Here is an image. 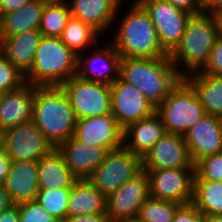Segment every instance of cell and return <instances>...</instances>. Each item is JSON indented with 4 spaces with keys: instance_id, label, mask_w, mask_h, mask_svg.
Listing matches in <instances>:
<instances>
[{
    "instance_id": "1",
    "label": "cell",
    "mask_w": 222,
    "mask_h": 222,
    "mask_svg": "<svg viewBox=\"0 0 222 222\" xmlns=\"http://www.w3.org/2000/svg\"><path fill=\"white\" fill-rule=\"evenodd\" d=\"M129 9L122 14L120 4L113 24L116 28L112 42L122 58H159L168 53L161 46L156 29L144 7L137 1L130 2ZM119 15V16H118ZM119 18V19H118ZM121 19V20H120ZM120 20V22H119Z\"/></svg>"
},
{
    "instance_id": "2",
    "label": "cell",
    "mask_w": 222,
    "mask_h": 222,
    "mask_svg": "<svg viewBox=\"0 0 222 222\" xmlns=\"http://www.w3.org/2000/svg\"><path fill=\"white\" fill-rule=\"evenodd\" d=\"M217 38V24L211 14L200 13L190 17L182 38L168 54L182 78L205 68Z\"/></svg>"
},
{
    "instance_id": "3",
    "label": "cell",
    "mask_w": 222,
    "mask_h": 222,
    "mask_svg": "<svg viewBox=\"0 0 222 222\" xmlns=\"http://www.w3.org/2000/svg\"><path fill=\"white\" fill-rule=\"evenodd\" d=\"M32 122L54 148L73 136L77 119L60 86H34Z\"/></svg>"
},
{
    "instance_id": "4",
    "label": "cell",
    "mask_w": 222,
    "mask_h": 222,
    "mask_svg": "<svg viewBox=\"0 0 222 222\" xmlns=\"http://www.w3.org/2000/svg\"><path fill=\"white\" fill-rule=\"evenodd\" d=\"M119 78L139 89L157 108L182 77L166 56L121 58Z\"/></svg>"
},
{
    "instance_id": "5",
    "label": "cell",
    "mask_w": 222,
    "mask_h": 222,
    "mask_svg": "<svg viewBox=\"0 0 222 222\" xmlns=\"http://www.w3.org/2000/svg\"><path fill=\"white\" fill-rule=\"evenodd\" d=\"M78 56L60 37L42 36L33 66L24 76L25 83L35 87L60 86L77 75Z\"/></svg>"
},
{
    "instance_id": "6",
    "label": "cell",
    "mask_w": 222,
    "mask_h": 222,
    "mask_svg": "<svg viewBox=\"0 0 222 222\" xmlns=\"http://www.w3.org/2000/svg\"><path fill=\"white\" fill-rule=\"evenodd\" d=\"M167 133L184 135L205 114L192 87L181 78L156 108Z\"/></svg>"
},
{
    "instance_id": "7",
    "label": "cell",
    "mask_w": 222,
    "mask_h": 222,
    "mask_svg": "<svg viewBox=\"0 0 222 222\" xmlns=\"http://www.w3.org/2000/svg\"><path fill=\"white\" fill-rule=\"evenodd\" d=\"M141 170V158L122 146L108 151L87 180L107 197Z\"/></svg>"
},
{
    "instance_id": "8",
    "label": "cell",
    "mask_w": 222,
    "mask_h": 222,
    "mask_svg": "<svg viewBox=\"0 0 222 222\" xmlns=\"http://www.w3.org/2000/svg\"><path fill=\"white\" fill-rule=\"evenodd\" d=\"M60 87L68 97L76 119L111 113L110 85L92 82L74 75Z\"/></svg>"
},
{
    "instance_id": "9",
    "label": "cell",
    "mask_w": 222,
    "mask_h": 222,
    "mask_svg": "<svg viewBox=\"0 0 222 222\" xmlns=\"http://www.w3.org/2000/svg\"><path fill=\"white\" fill-rule=\"evenodd\" d=\"M0 145L12 161L38 162L54 149L32 121L3 130Z\"/></svg>"
},
{
    "instance_id": "10",
    "label": "cell",
    "mask_w": 222,
    "mask_h": 222,
    "mask_svg": "<svg viewBox=\"0 0 222 222\" xmlns=\"http://www.w3.org/2000/svg\"><path fill=\"white\" fill-rule=\"evenodd\" d=\"M149 178V196L180 205L191 203L195 168L143 169Z\"/></svg>"
},
{
    "instance_id": "11",
    "label": "cell",
    "mask_w": 222,
    "mask_h": 222,
    "mask_svg": "<svg viewBox=\"0 0 222 222\" xmlns=\"http://www.w3.org/2000/svg\"><path fill=\"white\" fill-rule=\"evenodd\" d=\"M149 178L145 170L124 183L106 197L108 222L137 218L140 207L149 198Z\"/></svg>"
},
{
    "instance_id": "12",
    "label": "cell",
    "mask_w": 222,
    "mask_h": 222,
    "mask_svg": "<svg viewBox=\"0 0 222 222\" xmlns=\"http://www.w3.org/2000/svg\"><path fill=\"white\" fill-rule=\"evenodd\" d=\"M149 14L159 42L169 54L179 43L192 16L164 0H137Z\"/></svg>"
},
{
    "instance_id": "13",
    "label": "cell",
    "mask_w": 222,
    "mask_h": 222,
    "mask_svg": "<svg viewBox=\"0 0 222 222\" xmlns=\"http://www.w3.org/2000/svg\"><path fill=\"white\" fill-rule=\"evenodd\" d=\"M111 114L118 125L125 129L128 125L150 117L156 112L154 105L133 85L117 78L111 85Z\"/></svg>"
},
{
    "instance_id": "14",
    "label": "cell",
    "mask_w": 222,
    "mask_h": 222,
    "mask_svg": "<svg viewBox=\"0 0 222 222\" xmlns=\"http://www.w3.org/2000/svg\"><path fill=\"white\" fill-rule=\"evenodd\" d=\"M99 44L91 48L94 51L89 49L85 55H78L77 75L85 80L111 85L119 78L122 57L111 42L101 47Z\"/></svg>"
},
{
    "instance_id": "15",
    "label": "cell",
    "mask_w": 222,
    "mask_h": 222,
    "mask_svg": "<svg viewBox=\"0 0 222 222\" xmlns=\"http://www.w3.org/2000/svg\"><path fill=\"white\" fill-rule=\"evenodd\" d=\"M73 137L85 144L103 147L107 152L123 146V129L111 113L77 119Z\"/></svg>"
},
{
    "instance_id": "16",
    "label": "cell",
    "mask_w": 222,
    "mask_h": 222,
    "mask_svg": "<svg viewBox=\"0 0 222 222\" xmlns=\"http://www.w3.org/2000/svg\"><path fill=\"white\" fill-rule=\"evenodd\" d=\"M142 169L195 168L183 135L166 133L141 159Z\"/></svg>"
},
{
    "instance_id": "17",
    "label": "cell",
    "mask_w": 222,
    "mask_h": 222,
    "mask_svg": "<svg viewBox=\"0 0 222 222\" xmlns=\"http://www.w3.org/2000/svg\"><path fill=\"white\" fill-rule=\"evenodd\" d=\"M195 164L205 156L222 152V118L205 114L184 135Z\"/></svg>"
},
{
    "instance_id": "18",
    "label": "cell",
    "mask_w": 222,
    "mask_h": 222,
    "mask_svg": "<svg viewBox=\"0 0 222 222\" xmlns=\"http://www.w3.org/2000/svg\"><path fill=\"white\" fill-rule=\"evenodd\" d=\"M56 149L78 180L88 179L107 153L103 147L85 144L73 136L59 144Z\"/></svg>"
},
{
    "instance_id": "19",
    "label": "cell",
    "mask_w": 222,
    "mask_h": 222,
    "mask_svg": "<svg viewBox=\"0 0 222 222\" xmlns=\"http://www.w3.org/2000/svg\"><path fill=\"white\" fill-rule=\"evenodd\" d=\"M72 17L90 25L100 35L113 28L120 4L126 0H66ZM108 31V32H107Z\"/></svg>"
},
{
    "instance_id": "20",
    "label": "cell",
    "mask_w": 222,
    "mask_h": 222,
    "mask_svg": "<svg viewBox=\"0 0 222 222\" xmlns=\"http://www.w3.org/2000/svg\"><path fill=\"white\" fill-rule=\"evenodd\" d=\"M34 86L0 93V133L7 128L32 121Z\"/></svg>"
},
{
    "instance_id": "21",
    "label": "cell",
    "mask_w": 222,
    "mask_h": 222,
    "mask_svg": "<svg viewBox=\"0 0 222 222\" xmlns=\"http://www.w3.org/2000/svg\"><path fill=\"white\" fill-rule=\"evenodd\" d=\"M38 162L12 161L9 173L2 184L14 205L35 200L38 188Z\"/></svg>"
},
{
    "instance_id": "22",
    "label": "cell",
    "mask_w": 222,
    "mask_h": 222,
    "mask_svg": "<svg viewBox=\"0 0 222 222\" xmlns=\"http://www.w3.org/2000/svg\"><path fill=\"white\" fill-rule=\"evenodd\" d=\"M166 133L160 116L155 112L123 129V146L142 159Z\"/></svg>"
},
{
    "instance_id": "23",
    "label": "cell",
    "mask_w": 222,
    "mask_h": 222,
    "mask_svg": "<svg viewBox=\"0 0 222 222\" xmlns=\"http://www.w3.org/2000/svg\"><path fill=\"white\" fill-rule=\"evenodd\" d=\"M41 37L39 29H31L0 38V52L25 76L33 66Z\"/></svg>"
},
{
    "instance_id": "24",
    "label": "cell",
    "mask_w": 222,
    "mask_h": 222,
    "mask_svg": "<svg viewBox=\"0 0 222 222\" xmlns=\"http://www.w3.org/2000/svg\"><path fill=\"white\" fill-rule=\"evenodd\" d=\"M183 79L194 90L206 114L222 118V76L201 70L188 74Z\"/></svg>"
},
{
    "instance_id": "25",
    "label": "cell",
    "mask_w": 222,
    "mask_h": 222,
    "mask_svg": "<svg viewBox=\"0 0 222 222\" xmlns=\"http://www.w3.org/2000/svg\"><path fill=\"white\" fill-rule=\"evenodd\" d=\"M37 175L39 190L71 188L78 180L56 148L38 161Z\"/></svg>"
},
{
    "instance_id": "26",
    "label": "cell",
    "mask_w": 222,
    "mask_h": 222,
    "mask_svg": "<svg viewBox=\"0 0 222 222\" xmlns=\"http://www.w3.org/2000/svg\"><path fill=\"white\" fill-rule=\"evenodd\" d=\"M106 214V196L87 179L77 180L71 187L67 217Z\"/></svg>"
},
{
    "instance_id": "27",
    "label": "cell",
    "mask_w": 222,
    "mask_h": 222,
    "mask_svg": "<svg viewBox=\"0 0 222 222\" xmlns=\"http://www.w3.org/2000/svg\"><path fill=\"white\" fill-rule=\"evenodd\" d=\"M49 0H33L20 9L0 16V38L39 29L42 12Z\"/></svg>"
},
{
    "instance_id": "28",
    "label": "cell",
    "mask_w": 222,
    "mask_h": 222,
    "mask_svg": "<svg viewBox=\"0 0 222 222\" xmlns=\"http://www.w3.org/2000/svg\"><path fill=\"white\" fill-rule=\"evenodd\" d=\"M100 34L90 25L71 16L64 28L60 39L77 56L83 54L88 48H93L100 39ZM87 49V50H86Z\"/></svg>"
},
{
    "instance_id": "29",
    "label": "cell",
    "mask_w": 222,
    "mask_h": 222,
    "mask_svg": "<svg viewBox=\"0 0 222 222\" xmlns=\"http://www.w3.org/2000/svg\"><path fill=\"white\" fill-rule=\"evenodd\" d=\"M191 203L203 215H222V181L194 180Z\"/></svg>"
},
{
    "instance_id": "30",
    "label": "cell",
    "mask_w": 222,
    "mask_h": 222,
    "mask_svg": "<svg viewBox=\"0 0 222 222\" xmlns=\"http://www.w3.org/2000/svg\"><path fill=\"white\" fill-rule=\"evenodd\" d=\"M71 16L66 0H49L44 6L39 26L42 36L60 37Z\"/></svg>"
},
{
    "instance_id": "31",
    "label": "cell",
    "mask_w": 222,
    "mask_h": 222,
    "mask_svg": "<svg viewBox=\"0 0 222 222\" xmlns=\"http://www.w3.org/2000/svg\"><path fill=\"white\" fill-rule=\"evenodd\" d=\"M70 191L71 188L39 190L36 200L49 214L63 222L67 218Z\"/></svg>"
},
{
    "instance_id": "32",
    "label": "cell",
    "mask_w": 222,
    "mask_h": 222,
    "mask_svg": "<svg viewBox=\"0 0 222 222\" xmlns=\"http://www.w3.org/2000/svg\"><path fill=\"white\" fill-rule=\"evenodd\" d=\"M181 205L149 197L140 207L137 219L141 222H171Z\"/></svg>"
},
{
    "instance_id": "33",
    "label": "cell",
    "mask_w": 222,
    "mask_h": 222,
    "mask_svg": "<svg viewBox=\"0 0 222 222\" xmlns=\"http://www.w3.org/2000/svg\"><path fill=\"white\" fill-rule=\"evenodd\" d=\"M222 181V152L208 155L195 163V179Z\"/></svg>"
},
{
    "instance_id": "34",
    "label": "cell",
    "mask_w": 222,
    "mask_h": 222,
    "mask_svg": "<svg viewBox=\"0 0 222 222\" xmlns=\"http://www.w3.org/2000/svg\"><path fill=\"white\" fill-rule=\"evenodd\" d=\"M24 75L0 52V93L19 89Z\"/></svg>"
},
{
    "instance_id": "35",
    "label": "cell",
    "mask_w": 222,
    "mask_h": 222,
    "mask_svg": "<svg viewBox=\"0 0 222 222\" xmlns=\"http://www.w3.org/2000/svg\"><path fill=\"white\" fill-rule=\"evenodd\" d=\"M20 222H59L35 200L19 204Z\"/></svg>"
},
{
    "instance_id": "36",
    "label": "cell",
    "mask_w": 222,
    "mask_h": 222,
    "mask_svg": "<svg viewBox=\"0 0 222 222\" xmlns=\"http://www.w3.org/2000/svg\"><path fill=\"white\" fill-rule=\"evenodd\" d=\"M205 73L222 76V39L217 38L212 50L209 61L202 70Z\"/></svg>"
},
{
    "instance_id": "37",
    "label": "cell",
    "mask_w": 222,
    "mask_h": 222,
    "mask_svg": "<svg viewBox=\"0 0 222 222\" xmlns=\"http://www.w3.org/2000/svg\"><path fill=\"white\" fill-rule=\"evenodd\" d=\"M203 214L192 204L181 205L171 222H202Z\"/></svg>"
},
{
    "instance_id": "38",
    "label": "cell",
    "mask_w": 222,
    "mask_h": 222,
    "mask_svg": "<svg viewBox=\"0 0 222 222\" xmlns=\"http://www.w3.org/2000/svg\"><path fill=\"white\" fill-rule=\"evenodd\" d=\"M175 8L183 10L189 14L197 15L202 13L198 4V0H164Z\"/></svg>"
},
{
    "instance_id": "39",
    "label": "cell",
    "mask_w": 222,
    "mask_h": 222,
    "mask_svg": "<svg viewBox=\"0 0 222 222\" xmlns=\"http://www.w3.org/2000/svg\"><path fill=\"white\" fill-rule=\"evenodd\" d=\"M33 0H0V16L14 12Z\"/></svg>"
},
{
    "instance_id": "40",
    "label": "cell",
    "mask_w": 222,
    "mask_h": 222,
    "mask_svg": "<svg viewBox=\"0 0 222 222\" xmlns=\"http://www.w3.org/2000/svg\"><path fill=\"white\" fill-rule=\"evenodd\" d=\"M63 222H108L106 214H87L67 217Z\"/></svg>"
},
{
    "instance_id": "41",
    "label": "cell",
    "mask_w": 222,
    "mask_h": 222,
    "mask_svg": "<svg viewBox=\"0 0 222 222\" xmlns=\"http://www.w3.org/2000/svg\"><path fill=\"white\" fill-rule=\"evenodd\" d=\"M12 160L6 154L4 148L0 145V185H2L9 173Z\"/></svg>"
},
{
    "instance_id": "42",
    "label": "cell",
    "mask_w": 222,
    "mask_h": 222,
    "mask_svg": "<svg viewBox=\"0 0 222 222\" xmlns=\"http://www.w3.org/2000/svg\"><path fill=\"white\" fill-rule=\"evenodd\" d=\"M202 13L213 14L222 10V0H198Z\"/></svg>"
},
{
    "instance_id": "43",
    "label": "cell",
    "mask_w": 222,
    "mask_h": 222,
    "mask_svg": "<svg viewBox=\"0 0 222 222\" xmlns=\"http://www.w3.org/2000/svg\"><path fill=\"white\" fill-rule=\"evenodd\" d=\"M0 222H20L19 204L0 213Z\"/></svg>"
},
{
    "instance_id": "44",
    "label": "cell",
    "mask_w": 222,
    "mask_h": 222,
    "mask_svg": "<svg viewBox=\"0 0 222 222\" xmlns=\"http://www.w3.org/2000/svg\"><path fill=\"white\" fill-rule=\"evenodd\" d=\"M13 205L9 193L5 190L3 185H0V213L8 210Z\"/></svg>"
},
{
    "instance_id": "45",
    "label": "cell",
    "mask_w": 222,
    "mask_h": 222,
    "mask_svg": "<svg viewBox=\"0 0 222 222\" xmlns=\"http://www.w3.org/2000/svg\"><path fill=\"white\" fill-rule=\"evenodd\" d=\"M217 24L218 37L222 39V10L212 14Z\"/></svg>"
},
{
    "instance_id": "46",
    "label": "cell",
    "mask_w": 222,
    "mask_h": 222,
    "mask_svg": "<svg viewBox=\"0 0 222 222\" xmlns=\"http://www.w3.org/2000/svg\"><path fill=\"white\" fill-rule=\"evenodd\" d=\"M202 222H222V215H204Z\"/></svg>"
},
{
    "instance_id": "47",
    "label": "cell",
    "mask_w": 222,
    "mask_h": 222,
    "mask_svg": "<svg viewBox=\"0 0 222 222\" xmlns=\"http://www.w3.org/2000/svg\"><path fill=\"white\" fill-rule=\"evenodd\" d=\"M120 222H141V221L135 218V219L125 220V221H120Z\"/></svg>"
}]
</instances>
